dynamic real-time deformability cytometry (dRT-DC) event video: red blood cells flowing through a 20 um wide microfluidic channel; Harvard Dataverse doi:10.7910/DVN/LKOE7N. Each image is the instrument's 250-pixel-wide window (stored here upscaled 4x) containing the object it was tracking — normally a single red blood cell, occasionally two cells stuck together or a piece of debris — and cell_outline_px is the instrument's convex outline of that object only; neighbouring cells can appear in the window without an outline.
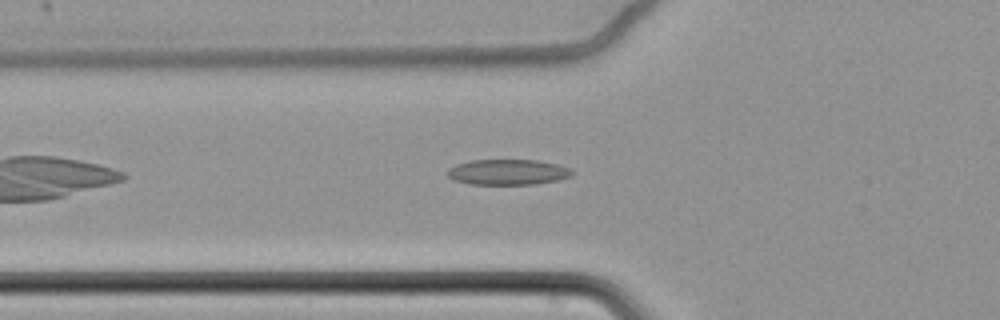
{"species": "common noctule bat (a hibernating species)", "species_latin": "Nyctalus noctula", "temperature_condition": "cold", "stored_images_in_passage": 45, "camera_frame_rate_fps": 3000, "um_per_image_px": 0.085, "animal": {"sex": "female", "body_mass_g": 22.7, "forearm_length_mm": 54.2}, "frame": {"image": 1, "passage_image": 7, "time_ms": 2.0, "image_size_px": [1000, 320], "cell_outline_px": [[572, 176], [556, 180], [536, 184], [468, 184], [452, 180], [448, 176], [448, 168], [456, 164], [472, 160], [536, 160], [560, 164], [572, 168]], "centroid_in_image_um": [43.17, 14.62], "position_along_channel_um": 82.6, "area_um2": 18.67}}
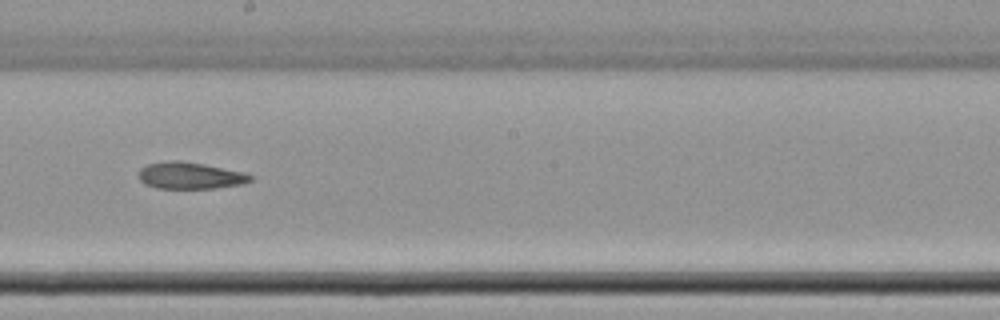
{"frame": {"image": 2, "passage_image": 20, "time_ms": 6.333, "image_size_px": [1000, 320], "cell_outline_px": [[252, 180], [244, 184], [216, 188], [156, 188], [144, 184], [140, 180], [140, 168], [148, 164], [168, 160], [180, 160], [204, 164], [244, 172], [252, 176]], "centroid_in_image_um": [16.17, 14.92], "position_along_channel_um": 232.0, "area_um2": 17.46}}
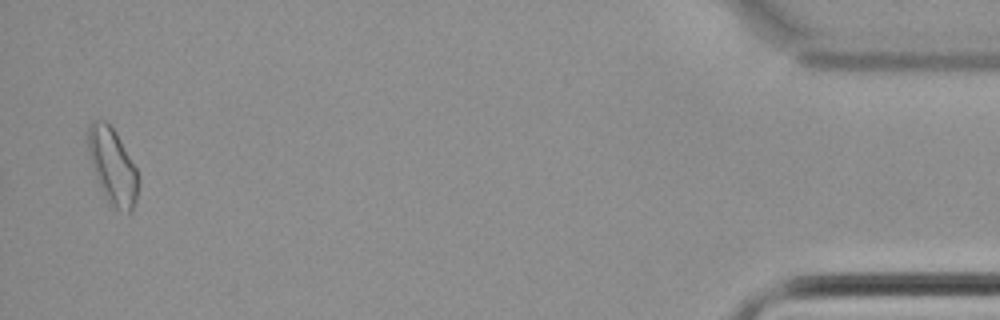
{"frame": {"image": 3, "passage_image": 44, "time_ms": 14.333, "image_size_px": [1000, 320], "cell_outline_px": [[140, 184], [136, 200], [132, 212], [128, 216], [108, 204], [104, 196], [92, 168], [88, 152], [88, 124], [92, 120], [104, 120], [116, 132], [136, 168], [140, 180]], "centroid_in_image_um": [9.59, 14.19], "position_along_channel_um": 425.6, "area_um2": 22.66}}